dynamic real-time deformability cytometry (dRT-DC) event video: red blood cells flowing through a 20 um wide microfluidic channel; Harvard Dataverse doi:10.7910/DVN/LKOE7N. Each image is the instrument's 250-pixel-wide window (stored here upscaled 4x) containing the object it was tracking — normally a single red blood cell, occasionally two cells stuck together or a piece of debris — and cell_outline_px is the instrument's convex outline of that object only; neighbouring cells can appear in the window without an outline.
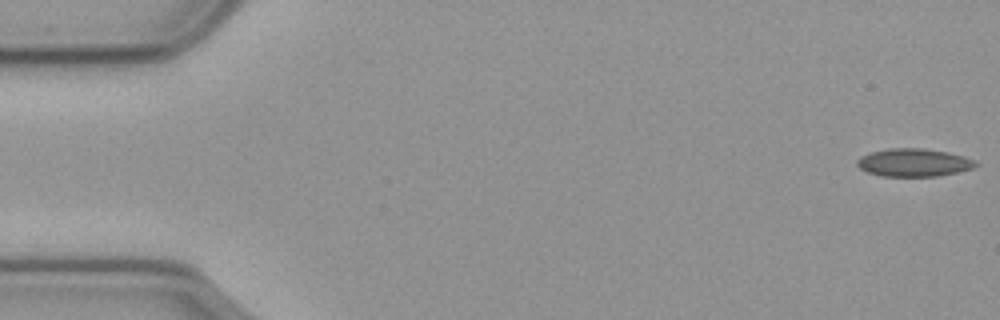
{"species": "common noctule bat (a hibernating species)", "species_latin": "Nyctalus noctula", "temperature_condition": "cold", "stored_images_in_passage": 45, "camera_frame_rate_fps": 3000, "um_per_image_px": 0.085, "animal": {"sex": "male", "body_mass_g": 23.1, "forearm_length_mm": 52.7}, "frame": {"image": 1, "passage_image": 1, "time_ms": 0.0, "image_size_px": [1000, 320], "cell_outline_px": [[980, 164], [972, 168], [956, 172], [936, 176], [880, 176], [868, 172], [860, 168], [856, 164], [856, 160], [860, 156], [872, 152], [892, 148], [924, 148], [948, 152], [964, 156], [976, 160]], "centroid_in_image_um": [77.68, 13.81], "position_along_channel_um": 7.3, "area_um2": 19.31}}
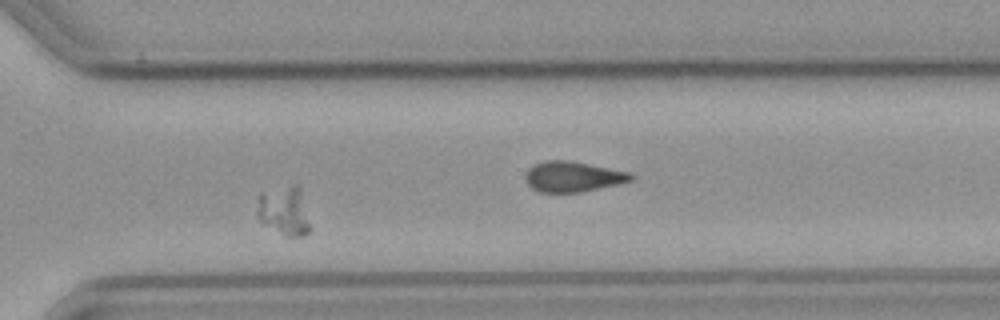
{"frame": {"image": 2, "passage_image": 39, "time_ms": 12.667, "image_size_px": [1000, 320], "cell_outline_px": [[308, 232], [304, 236], [284, 236], [264, 224], [256, 216], [256, 212], [260, 192], [292, 184], [296, 184], [300, 188], [308, 224]], "centroid_in_image_um": [24.09, 17.91], "position_along_channel_um": 346.5, "area_um2": 14.91}}